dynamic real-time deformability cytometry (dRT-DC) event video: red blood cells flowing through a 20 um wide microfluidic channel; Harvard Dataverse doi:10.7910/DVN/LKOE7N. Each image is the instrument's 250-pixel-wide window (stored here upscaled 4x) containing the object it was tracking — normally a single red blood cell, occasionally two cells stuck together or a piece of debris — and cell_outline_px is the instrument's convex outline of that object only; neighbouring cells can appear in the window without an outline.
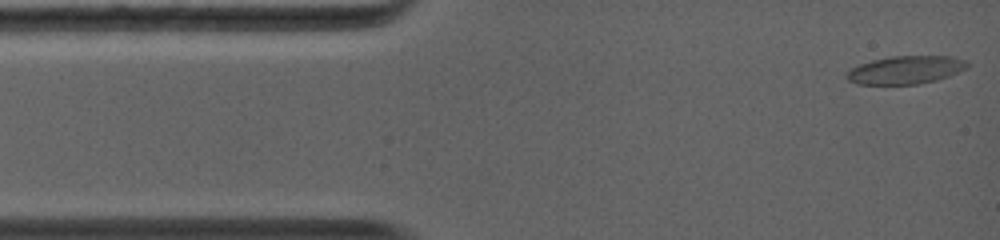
{"species": "common noctule bat (a hibernating species)", "species_latin": "Nyctalus noctula", "temperature_condition": "warm", "stored_images_in_passage": 7, "camera_frame_rate_fps": 5000, "um_per_image_px": 0.085, "animal": {"sex": "female", "body_mass_g": 19.0, "forearm_length_mm": 56.7}, "frame": {"image": 1, "passage_image": 1, "time_ms": 0.0, "image_size_px": [1000, 240], "cell_outline_px": [[968, 68], [948, 76], [936, 80], [916, 84], [856, 84], [848, 80], [844, 76], [848, 68], [872, 60], [892, 56], [952, 56], [964, 60], [968, 64]], "centroid_in_image_um": [76.93, 5.94], "position_along_channel_um": 8.1, "area_um2": 19.77}}
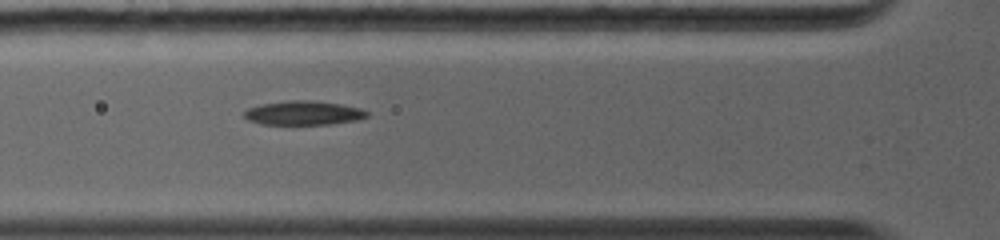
{"frame": {"image": 2, "passage_image": 5, "time_ms": 3.8, "image_size_px": [1000, 240], "cell_outline_px": [[368, 116], [356, 120], [332, 124], [260, 124], [248, 120], [244, 116], [244, 112], [248, 108], [260, 104], [292, 100], [312, 100], [340, 104], [360, 108], [368, 112]], "centroid_in_image_um": [25.78, 9.6], "position_along_channel_um": 100.0, "area_um2": 17.17}}
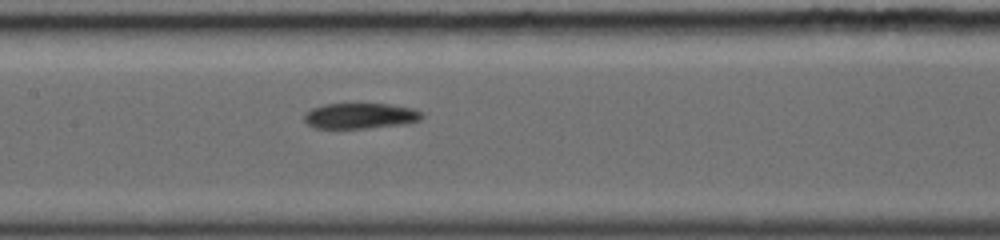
{"frame": {"image": 3, "passage_image": 7, "time_ms": 5.6, "image_size_px": [1000, 240], "cell_outline_px": [[424, 116], [420, 120], [408, 124], [368, 128], [316, 128], [308, 124], [304, 120], [304, 112], [312, 108], [324, 104], [392, 104], [412, 108], [420, 112]], "centroid_in_image_um": [30.63, 9.85], "position_along_channel_um": 176.8, "area_um2": 17.69}}